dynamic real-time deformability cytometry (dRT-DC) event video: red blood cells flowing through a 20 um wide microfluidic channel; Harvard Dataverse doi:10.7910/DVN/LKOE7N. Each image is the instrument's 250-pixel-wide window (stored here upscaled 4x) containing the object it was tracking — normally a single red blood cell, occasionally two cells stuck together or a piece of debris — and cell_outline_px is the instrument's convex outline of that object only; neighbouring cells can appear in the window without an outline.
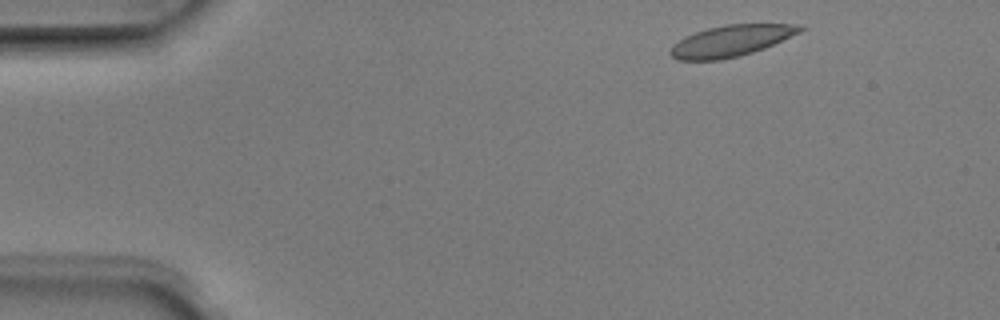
{"species": "Egyptian fruit bat (a non-hibernating species)", "species_latin": "Rousettus aegyptiacus", "temperature_condition": "room temperature", "stored_images_in_passage": 3, "camera_frame_rate_fps": 3000, "um_per_image_px": 0.085, "animal": {"sex": "male"}, "frame": {"image": 1, "passage_image": 1, "time_ms": 0.0, "image_size_px": [1000, 320], "cell_outline_px": [[808, 28], [800, 32], [764, 48], [740, 56], [720, 60], [676, 60], [668, 52], [672, 44], [684, 36], [708, 28], [728, 24], [804, 24]], "centroid_in_image_um": [62.14, 3.47], "position_along_channel_um": 22.9, "area_um2": 23.76}}